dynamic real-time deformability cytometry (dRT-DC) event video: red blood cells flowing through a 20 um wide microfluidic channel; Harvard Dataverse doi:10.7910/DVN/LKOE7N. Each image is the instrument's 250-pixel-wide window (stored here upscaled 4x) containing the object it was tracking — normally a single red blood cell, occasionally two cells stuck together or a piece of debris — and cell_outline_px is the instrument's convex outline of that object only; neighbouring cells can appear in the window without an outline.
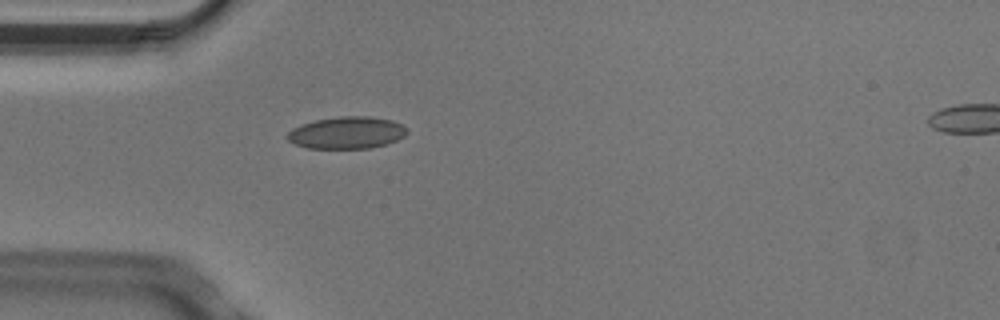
{"species": "Egyptian fruit bat (a non-hibernating species)", "species_latin": "Rousettus aegyptiacus", "temperature_condition": "cold", "stored_images_in_passage": 1, "camera_frame_rate_fps": 3000, "um_per_image_px": 0.085, "animal": {"sex": "male"}, "frame": {"image": 1, "passage_image": 1, "time_ms": 0.0, "image_size_px": [1000, 320], "cell_outline_px": [[408, 132], [404, 136], [388, 144], [372, 148], [308, 148], [296, 144], [288, 140], [288, 132], [292, 128], [300, 124], [316, 120], [340, 116], [368, 116], [392, 120], [408, 128]], "centroid_in_image_um": [29.5, 11.28], "position_along_channel_um": 55.5, "area_um2": 22.37}}